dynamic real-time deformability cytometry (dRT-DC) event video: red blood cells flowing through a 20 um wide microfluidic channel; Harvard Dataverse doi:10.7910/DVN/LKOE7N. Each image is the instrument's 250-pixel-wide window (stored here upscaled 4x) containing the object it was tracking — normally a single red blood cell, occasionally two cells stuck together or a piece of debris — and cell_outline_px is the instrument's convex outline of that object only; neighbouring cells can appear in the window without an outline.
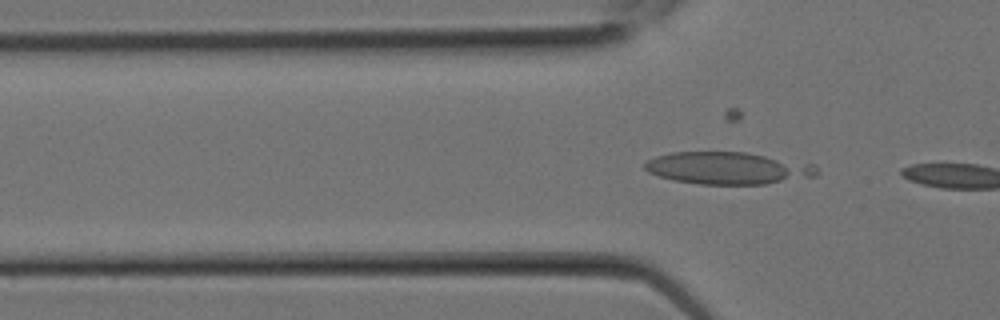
{"species": "Egyptian fruit bat (a non-hibernating species)", "species_latin": "Rousettus aegyptiacus", "temperature_condition": "room temperature", "stored_images_in_passage": 4, "camera_frame_rate_fps": 3000, "um_per_image_px": 0.085, "animal": {"sex": "female"}, "frame": {"image": 1, "passage_image": 2, "time_ms": 0.333, "image_size_px": [1000, 320], "cell_outline_px": [[820, 172], [816, 176], [764, 184], [700, 184], [672, 180], [648, 172], [644, 168], [644, 164], [648, 160], [656, 156], [672, 152], [744, 152], [816, 164]], "centroid_in_image_um": [61.89, 14.29], "position_along_channel_um": 63.9, "area_um2": 32.25}}
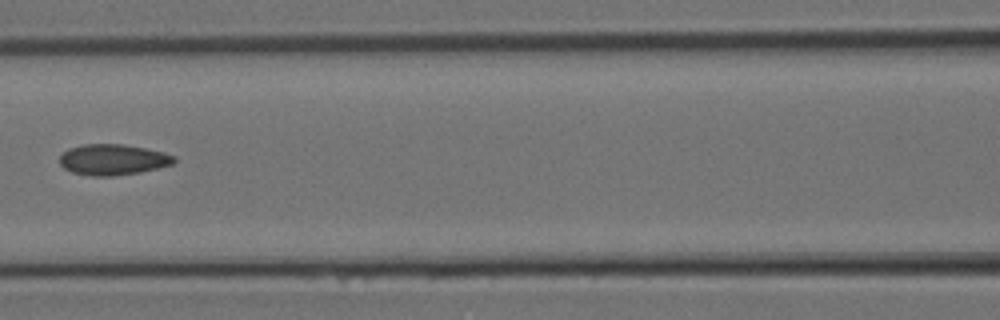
{"frame": {"image": 2, "passage_image": 4, "time_ms": 1.0, "image_size_px": [1000, 320], "cell_outline_px": [[176, 160], [172, 164], [140, 172], [112, 176], [92, 176], [72, 172], [64, 168], [60, 164], [60, 156], [68, 148], [84, 144], [124, 144], [164, 152], [176, 156]], "centroid_in_image_um": [9.59, 13.56], "position_along_channel_um": 157.0, "area_um2": 20.52}}